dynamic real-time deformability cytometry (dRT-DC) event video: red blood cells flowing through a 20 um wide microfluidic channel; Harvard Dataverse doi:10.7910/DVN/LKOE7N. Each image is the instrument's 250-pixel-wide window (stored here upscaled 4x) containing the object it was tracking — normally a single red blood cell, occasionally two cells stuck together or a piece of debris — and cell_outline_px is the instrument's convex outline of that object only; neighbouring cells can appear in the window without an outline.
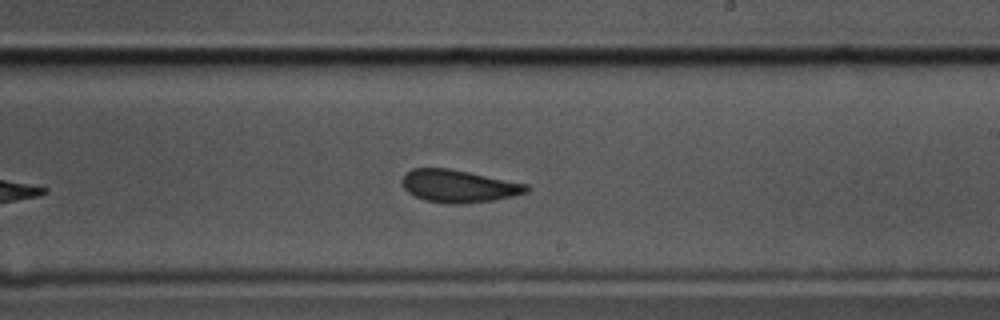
{"species": "common noctule bat (a hibernating species)", "species_latin": "Nyctalus noctula", "temperature_condition": "cold", "stored_images_in_passage": 41, "camera_frame_rate_fps": 3000, "um_per_image_px": 0.085, "animal": {"sex": "male", "body_mass_g": 17.5, "forearm_length_mm": 52.3}, "frame": {"image": 1, "passage_image": 22, "time_ms": 7.0, "image_size_px": [1000, 320], "cell_outline_px": [[532, 188], [528, 192], [496, 200], [456, 204], [448, 204], [424, 200], [408, 192], [404, 188], [400, 180], [404, 172], [412, 168], [448, 168], [528, 184]], "centroid_in_image_um": [38.97, 15.82], "position_along_channel_um": 250.0, "area_um2": 23.76}}
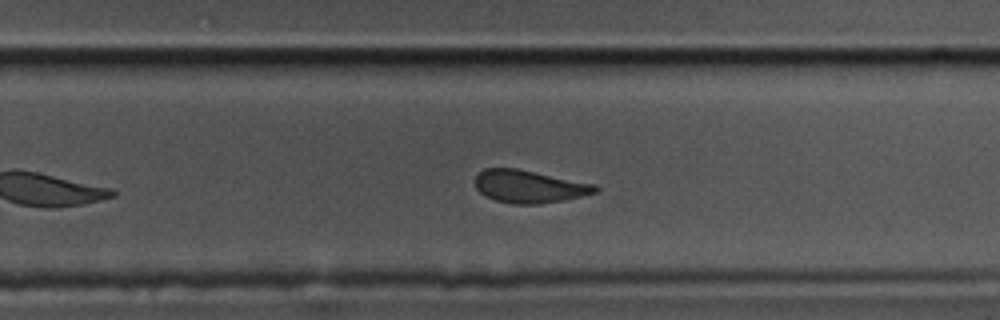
{"frame": {"image": 2, "passage_image": 25, "time_ms": 8.0, "image_size_px": [1000, 320], "cell_outline_px": [[600, 188], [596, 192], [564, 200], [540, 204], [512, 204], [496, 200], [480, 192], [476, 188], [476, 176], [484, 168], [516, 168], [596, 184]], "centroid_in_image_um": [45.0, 15.85], "position_along_channel_um": 284.8, "area_um2": 22.72}}
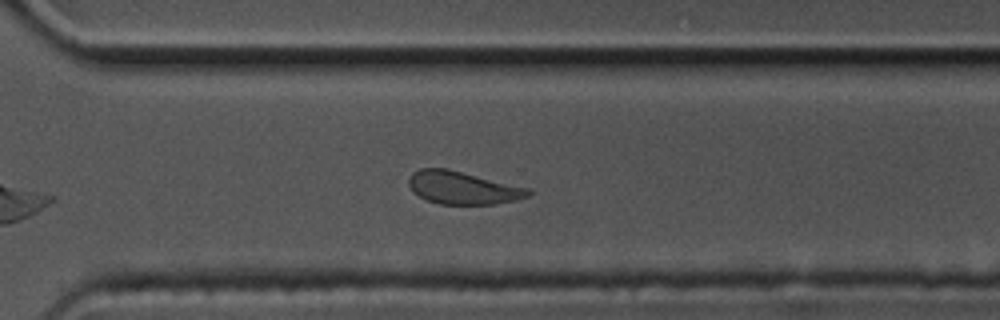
{"frame": {"image": 3, "passage_image": 29, "time_ms": 9.333, "image_size_px": [1000, 320], "cell_outline_px": [[532, 192], [528, 196], [516, 200], [496, 204], [440, 204], [428, 200], [412, 192], [408, 184], [408, 180], [412, 172], [420, 168], [448, 168], [528, 188]], "centroid_in_image_um": [39.31, 15.95], "position_along_channel_um": 331.3, "area_um2": 22.83}, "authors_computed_cell_mechanics": {"area_um2": 23.7558, "velocity_mm_per_s": 3.4869, "shape_relaxation_time_tau1_ms": 4.686, "shape_relaxation_time_tau2_ms": 2.0573, "deformation_change_tau1": 0.1104, "deformation_change_tau2": 0.0792}}